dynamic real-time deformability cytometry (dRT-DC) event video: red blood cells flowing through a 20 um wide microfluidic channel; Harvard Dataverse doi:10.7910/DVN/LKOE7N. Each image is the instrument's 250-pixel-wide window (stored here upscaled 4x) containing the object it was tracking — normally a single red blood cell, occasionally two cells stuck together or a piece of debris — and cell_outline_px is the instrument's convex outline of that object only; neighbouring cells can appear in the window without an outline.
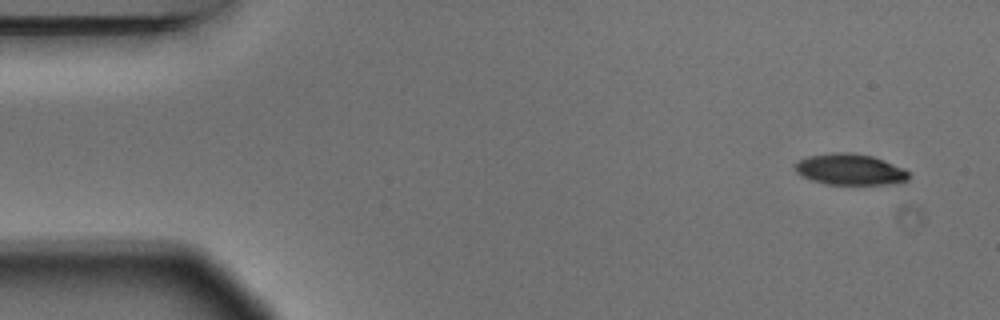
{"species": "Egyptian fruit bat (a non-hibernating species)", "species_latin": "Rousettus aegyptiacus", "temperature_condition": "warm", "stored_images_in_passage": 8, "camera_frame_rate_fps": 3000, "um_per_image_px": 0.085, "animal": {"sex": "male"}, "frame": {"image": 1, "passage_image": 1, "time_ms": 0.0, "image_size_px": [1000, 320], "cell_outline_px": [[908, 180], [884, 184], [828, 184], [812, 180], [800, 176], [796, 172], [792, 164], [808, 156], [832, 152], [852, 152], [872, 156], [904, 168], [908, 172]], "centroid_in_image_um": [72.19, 14.39], "position_along_channel_um": 12.8, "area_um2": 20.58}}
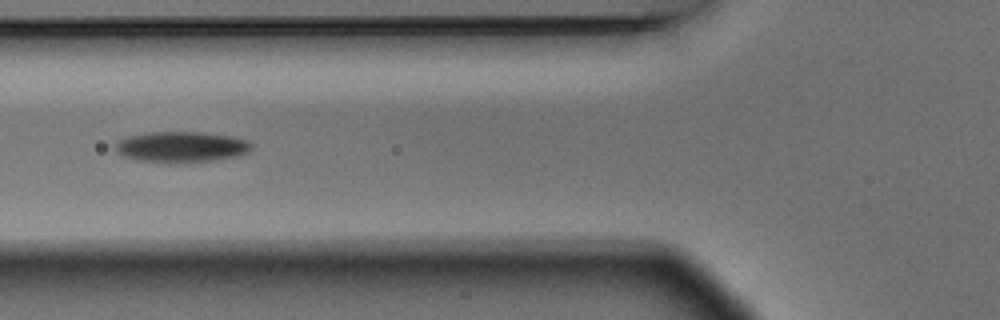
{"frame": {"image": 2, "passage_image": 6, "time_ms": 1.667, "image_size_px": [1000, 320], "cell_outline_px": [[252, 148], [248, 152], [240, 156], [216, 160], [188, 164], [168, 164], [136, 160], [124, 156], [116, 152], [116, 144], [120, 140], [128, 136], [148, 132], [200, 132], [232, 136], [248, 140], [252, 144]], "centroid_in_image_um": [15.45, 12.52], "position_along_channel_um": 110.4, "area_um2": 25.09}}
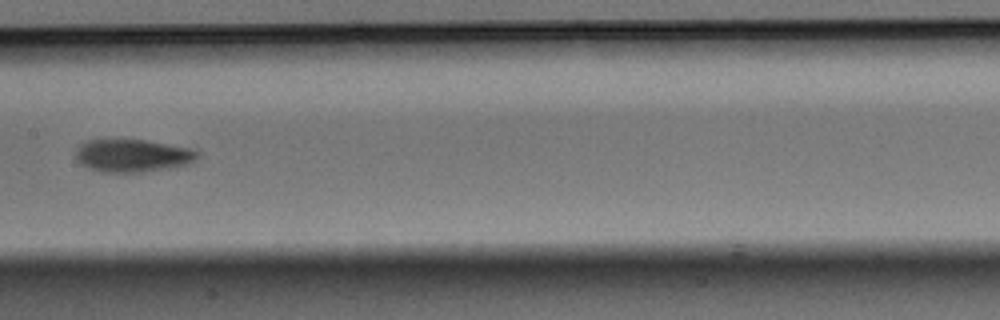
{"frame": {"image": 3, "passage_image": 8, "time_ms": 2.333, "image_size_px": [1000, 320], "cell_outline_px": [[200, 152], [188, 164], [168, 168], [140, 172], [100, 172], [88, 168], [80, 164], [76, 156], [76, 148], [80, 144], [88, 140], [144, 140], [188, 148]], "centroid_in_image_um": [11.2, 13.23], "position_along_channel_um": 196.2, "area_um2": 22.89}}